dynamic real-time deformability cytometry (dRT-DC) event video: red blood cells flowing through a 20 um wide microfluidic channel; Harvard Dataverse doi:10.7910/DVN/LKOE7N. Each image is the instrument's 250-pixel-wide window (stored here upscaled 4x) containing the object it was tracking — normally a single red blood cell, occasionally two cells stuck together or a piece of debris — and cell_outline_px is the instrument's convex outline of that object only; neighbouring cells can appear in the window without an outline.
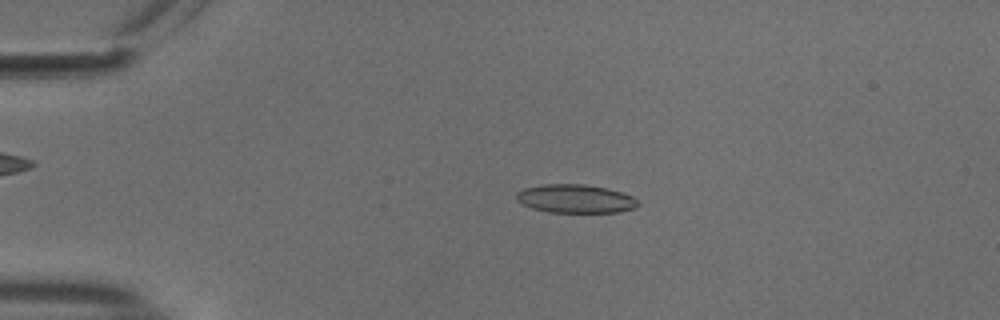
{"species": "common noctule bat (a hibernating species)", "species_latin": "Nyctalus noctula", "temperature_condition": "cold", "stored_images_in_passage": 53, "camera_frame_rate_fps": 3000, "um_per_image_px": 0.085, "animal": {"sex": "male", "body_mass_g": 18.8}, "frame": {"image": 1, "passage_image": 11, "time_ms": 3.333, "image_size_px": [1000, 320], "cell_outline_px": [[640, 204], [636, 208], [616, 212], [548, 212], [532, 208], [516, 200], [516, 192], [524, 188], [544, 184], [584, 184], [608, 188], [632, 196]], "centroid_in_image_um": [48.91, 16.89], "position_along_channel_um": 36.1, "area_um2": 20.17}}
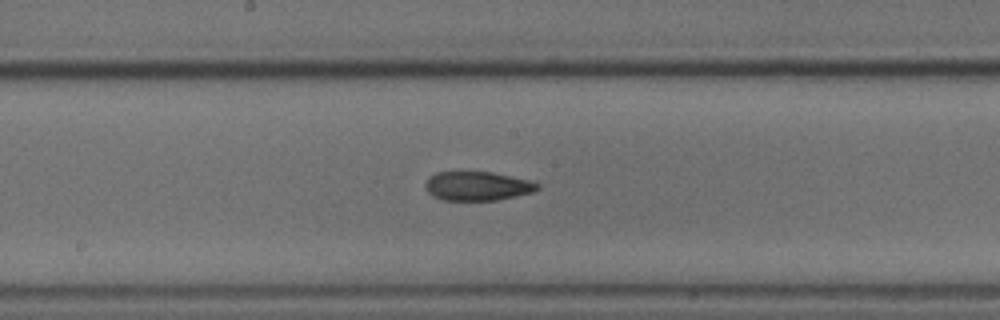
{"frame": {"image": 2, "passage_image": 28, "time_ms": 9.0, "image_size_px": [1000, 320], "cell_outline_px": [[540, 188], [532, 192], [516, 196], [496, 200], [444, 200], [432, 196], [428, 192], [424, 184], [428, 176], [436, 172], [492, 172], [528, 180], [540, 184]], "centroid_in_image_um": [40.55, 15.81], "position_along_channel_um": 207.7, "area_um2": 18.96}}
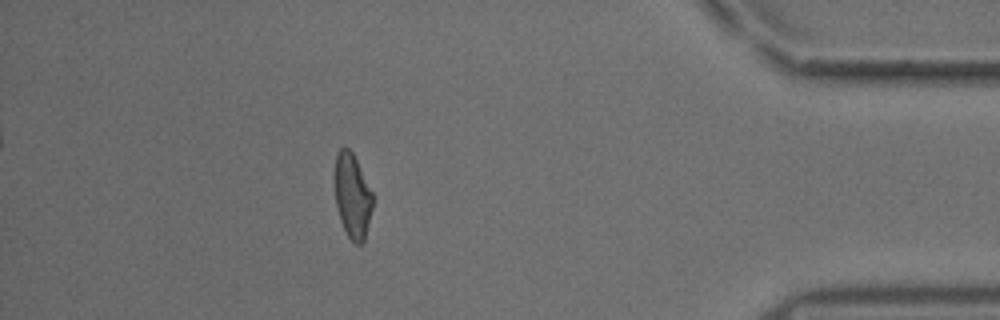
{"frame": {"image": 3, "passage_image": 47, "time_ms": 15.333, "image_size_px": [1000, 320], "cell_outline_px": [[372, 208], [364, 240], [360, 244], [356, 244], [348, 236], [340, 220], [336, 204], [336, 156], [340, 148], [348, 148], [352, 152], [372, 192]], "centroid_in_image_um": [29.96, 16.67], "position_along_channel_um": 405.2, "area_um2": 18.03}, "authors_computed_cell_mechanics": {"area_um2": 19.7676, "velocity_mm_per_s": 3.7624, "shape_relaxation_time_tau1_ms": 10.5866, "shape_relaxation_time_tau2_ms": 2.7737, "deformation_change_tau1": 0.2584, "deformation_change_tau2": 0.0949}}